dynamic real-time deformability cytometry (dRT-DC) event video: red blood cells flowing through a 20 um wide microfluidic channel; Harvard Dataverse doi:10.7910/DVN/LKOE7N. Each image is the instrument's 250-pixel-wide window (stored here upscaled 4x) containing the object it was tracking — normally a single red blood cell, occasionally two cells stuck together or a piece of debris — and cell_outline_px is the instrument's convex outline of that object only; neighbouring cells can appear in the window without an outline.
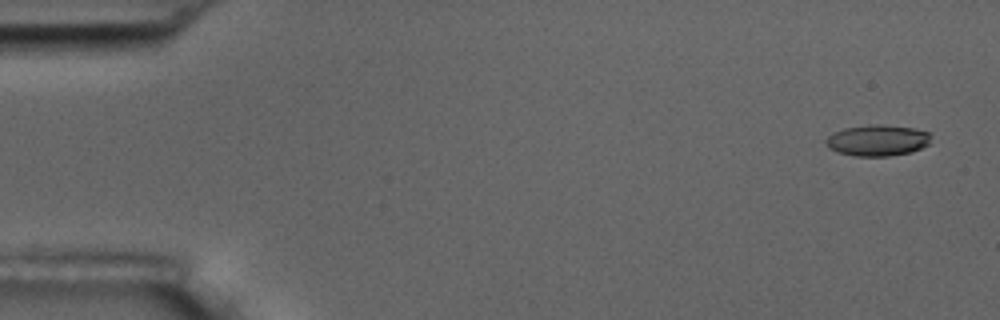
{"species": "common noctule bat (a hibernating species)", "species_latin": "Nyctalus noctula", "temperature_condition": "room temperature", "stored_images_in_passage": 4, "camera_frame_rate_fps": 3000, "um_per_image_px": 0.085, "animal": {"sex": "male", "body_mass_g": 17.5, "forearm_length_mm": 52.3}, "frame": {"image": 1, "passage_image": 1, "time_ms": 0.0, "image_size_px": [1000, 320], "cell_outline_px": [[932, 132], [928, 144], [912, 152], [888, 156], [852, 156], [836, 152], [828, 148], [824, 144], [824, 140], [832, 132], [844, 128], [872, 124], [880, 124], [912, 128]], "centroid_in_image_um": [74.54, 11.93], "position_along_channel_um": 10.5, "area_um2": 19.36}}
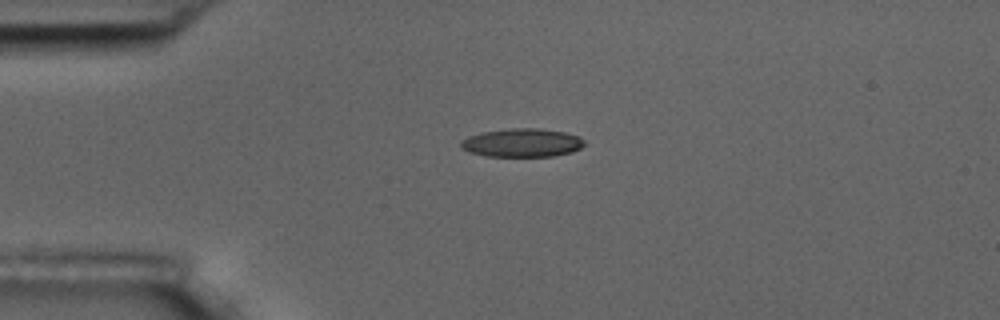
{"frame": {"image": 2, "passage_image": 4, "time_ms": 3.667, "image_size_px": [1000, 320], "cell_outline_px": [[584, 144], [580, 148], [572, 152], [556, 156], [484, 156], [468, 152], [460, 148], [460, 140], [468, 136], [480, 132], [512, 128], [540, 128], [564, 132], [580, 136], [584, 140]], "centroid_in_image_um": [44.35, 12.13], "position_along_channel_um": 40.7, "area_um2": 20.75}}